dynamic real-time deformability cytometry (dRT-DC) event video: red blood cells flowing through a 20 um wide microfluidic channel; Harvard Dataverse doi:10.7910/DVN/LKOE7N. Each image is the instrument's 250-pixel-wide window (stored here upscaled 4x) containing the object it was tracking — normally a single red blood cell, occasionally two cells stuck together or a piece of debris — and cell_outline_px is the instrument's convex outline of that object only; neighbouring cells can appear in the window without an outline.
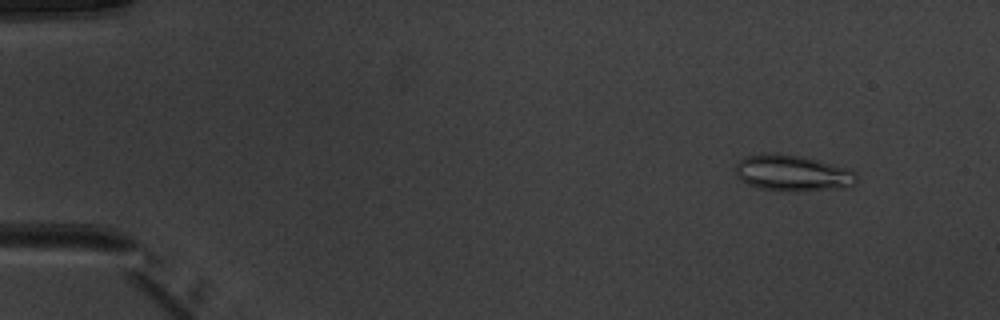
{"species": "common noctule bat (a hibernating species)", "species_latin": "Nyctalus noctula", "temperature_condition": "warm", "stored_images_in_passage": 52, "camera_frame_rate_fps": 3000, "um_per_image_px": 0.085, "animal": {"sex": "male", "body_mass_g": 20.1, "forearm_length_mm": 53.5}, "frame": {"image": 1, "passage_image": 6, "time_ms": 1.667, "image_size_px": [1000, 320], "cell_outline_px": [[856, 184], [832, 188], [796, 192], [792, 192], [760, 188], [748, 184], [740, 180], [736, 176], [736, 164], [740, 160], [748, 156], [764, 152], [780, 152], [800, 156], [816, 160], [844, 168], [856, 172]], "centroid_in_image_um": [67.29, 14.7], "position_along_channel_um": 17.7, "area_um2": 25.32}}
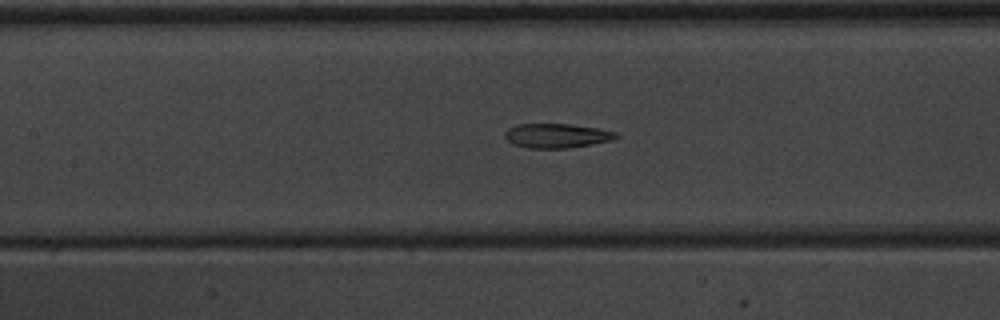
{"frame": {"image": 2, "passage_image": 25, "time_ms": 8.0, "image_size_px": [1000, 320], "cell_outline_px": [[620, 136], [612, 140], [592, 144], [568, 148], [524, 148], [512, 144], [504, 136], [504, 132], [508, 128], [516, 124], [568, 124], [596, 128], [616, 132]], "centroid_in_image_um": [47.28, 11.54], "position_along_channel_um": 160.1, "area_um2": 15.84}}
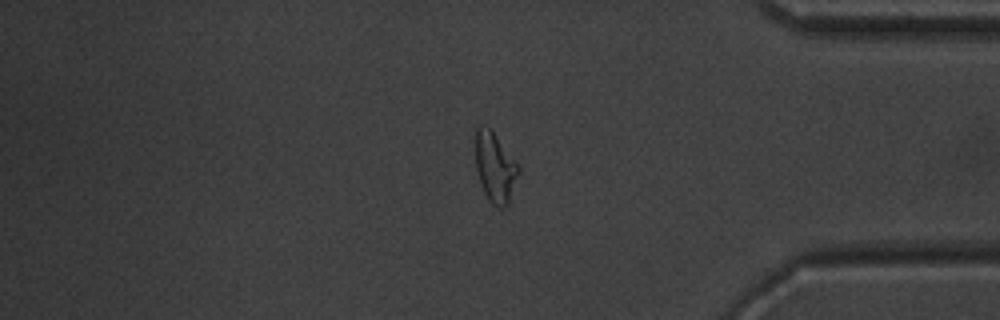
{"frame": {"image": 3, "passage_image": 44, "time_ms": 14.333, "image_size_px": [1000, 320], "cell_outline_px": [[520, 172], [508, 204], [504, 208], [500, 208], [492, 204], [488, 200], [480, 184], [476, 168], [476, 128], [480, 124], [488, 128], [492, 132], [520, 168]], "centroid_in_image_um": [42.07, 14.28], "position_along_channel_um": 393.1, "area_um2": 17.17}, "authors_computed_cell_mechanics": {"area_um2": 17.4556, "velocity_mm_per_s": 4.0068, "shape_relaxation_time_tau1_ms": 11.1163, "shape_relaxation_time_tau2_ms": 2.0365, "deformation_change_tau1": 0.2652, "deformation_change_tau2": 0.1023}}